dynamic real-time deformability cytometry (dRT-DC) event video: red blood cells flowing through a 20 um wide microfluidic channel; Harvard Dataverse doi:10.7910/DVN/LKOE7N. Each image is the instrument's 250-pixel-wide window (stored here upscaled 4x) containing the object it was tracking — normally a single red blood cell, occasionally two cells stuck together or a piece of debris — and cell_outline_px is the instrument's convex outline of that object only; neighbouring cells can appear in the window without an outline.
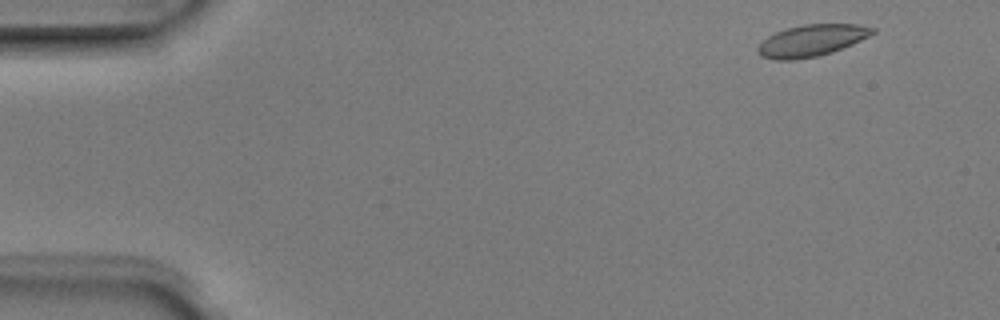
{"species": "Egyptian fruit bat (a non-hibernating species)", "species_latin": "Rousettus aegyptiacus", "temperature_condition": "room temperature", "stored_images_in_passage": 3, "camera_frame_rate_fps": 3000, "um_per_image_px": 0.085, "animal": {"sex": "male"}, "frame": {"image": 1, "passage_image": 1, "time_ms": 0.0, "image_size_px": [1000, 320], "cell_outline_px": [[876, 32], [852, 44], [832, 52], [816, 56], [792, 60], [776, 60], [760, 56], [756, 52], [756, 48], [768, 36], [776, 32], [788, 28], [804, 24], [860, 24], [876, 28]], "centroid_in_image_um": [68.98, 3.44], "position_along_channel_um": 16.0, "area_um2": 21.1}}